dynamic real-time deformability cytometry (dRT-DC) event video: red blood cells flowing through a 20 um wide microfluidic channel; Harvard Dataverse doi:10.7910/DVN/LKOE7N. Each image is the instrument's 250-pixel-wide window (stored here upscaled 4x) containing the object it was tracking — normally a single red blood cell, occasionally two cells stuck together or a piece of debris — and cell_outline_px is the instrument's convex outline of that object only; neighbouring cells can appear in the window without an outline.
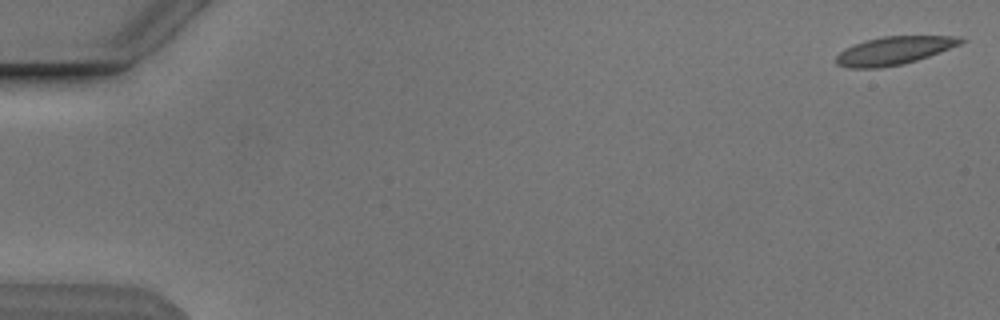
{"species": "Egyptian fruit bat (a non-hibernating species)", "species_latin": "Rousettus aegyptiacus", "temperature_condition": "cold", "stored_images_in_passage": 7, "camera_frame_rate_fps": 3000, "um_per_image_px": 0.085, "animal": {"sex": "male"}, "frame": {"image": 1, "passage_image": 1, "time_ms": 0.0, "image_size_px": [1000, 320], "cell_outline_px": [[968, 40], [960, 44], [928, 56], [904, 64], [880, 68], [848, 68], [836, 64], [836, 56], [844, 48], [868, 40], [884, 36], [956, 36]], "centroid_in_image_um": [75.98, 4.31], "position_along_channel_um": 9.0, "area_um2": 20.23}}